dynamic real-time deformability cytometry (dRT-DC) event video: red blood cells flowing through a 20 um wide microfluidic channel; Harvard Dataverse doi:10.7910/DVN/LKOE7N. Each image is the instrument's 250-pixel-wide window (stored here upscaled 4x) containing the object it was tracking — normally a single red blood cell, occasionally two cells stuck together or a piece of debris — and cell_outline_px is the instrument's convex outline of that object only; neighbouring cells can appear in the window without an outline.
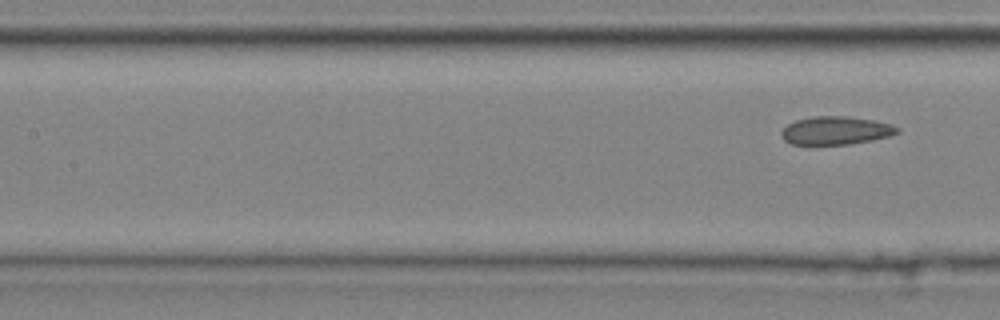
{"species": "common noctule bat (a hibernating species)", "species_latin": "Nyctalus noctula", "temperature_condition": "cold", "stored_images_in_passage": 5, "segment_of_instrument_passage": [2, 2], "camera_frame_rate_fps": 3000, "um_per_image_px": 0.085, "animal": {"sex": "male", "body_mass_g": 20.4}, "frame": {"image": 1, "passage_image": 5, "time_ms": 1.333, "image_size_px": [1000, 320], "cell_outline_px": [[900, 132], [888, 136], [872, 140], [848, 144], [792, 144], [784, 140], [780, 136], [780, 132], [788, 124], [796, 120], [812, 116], [848, 116], [876, 120], [892, 124], [900, 128]], "centroid_in_image_um": [71.06, 11.08], "position_along_channel_um": 136.3, "area_um2": 19.13}}